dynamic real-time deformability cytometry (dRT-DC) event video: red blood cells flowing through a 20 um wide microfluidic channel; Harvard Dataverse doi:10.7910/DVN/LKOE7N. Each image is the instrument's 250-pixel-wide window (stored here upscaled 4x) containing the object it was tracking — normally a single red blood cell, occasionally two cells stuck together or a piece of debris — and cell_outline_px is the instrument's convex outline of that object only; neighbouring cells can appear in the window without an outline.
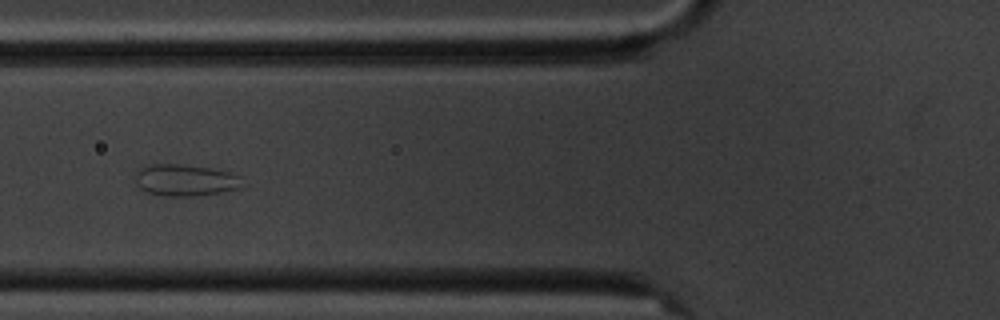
{"species": "common noctule bat (a hibernating species)", "species_latin": "Nyctalus noctula", "temperature_condition": "cold", "stored_images_in_passage": 7, "camera_frame_rate_fps": 3000, "um_per_image_px": 0.085, "animal": {"sex": "male", "body_mass_g": 20.1, "forearm_length_mm": 53.5}, "frame": {"image": 1, "passage_image": 7, "time_ms": 6.667, "image_size_px": [1000, 320], "cell_outline_px": [[248, 184], [240, 188], [220, 192], [196, 196], [164, 196], [144, 192], [136, 184], [136, 172], [144, 164], [176, 164], [212, 168], [232, 172], [240, 176]], "centroid_in_image_um": [15.78, 15.31], "position_along_channel_um": 110.0, "area_um2": 20.23}}